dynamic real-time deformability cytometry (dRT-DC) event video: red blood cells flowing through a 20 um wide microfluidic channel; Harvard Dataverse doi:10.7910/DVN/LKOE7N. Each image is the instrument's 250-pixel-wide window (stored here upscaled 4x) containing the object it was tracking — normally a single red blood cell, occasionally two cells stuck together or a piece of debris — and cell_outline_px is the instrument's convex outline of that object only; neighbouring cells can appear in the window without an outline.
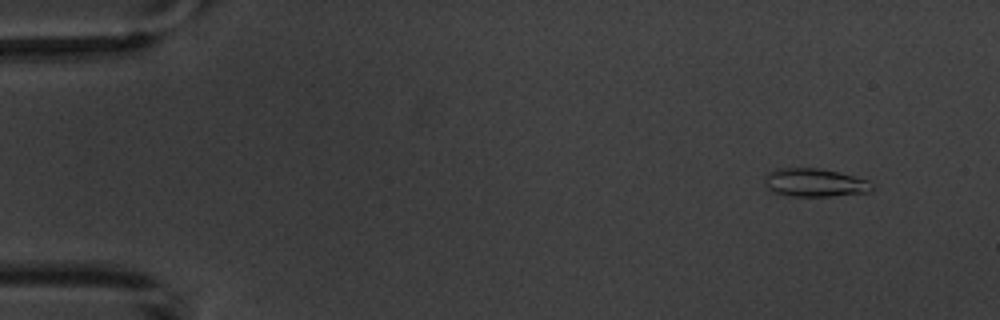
{"species": "common noctule bat (a hibernating species)", "species_latin": "Nyctalus noctula", "temperature_condition": "warm", "stored_images_in_passage": 5, "camera_frame_rate_fps": 3000, "um_per_image_px": 0.085, "animal": {"sex": "male", "body_mass_g": 20.1, "forearm_length_mm": 53.5}, "frame": {"image": 1, "passage_image": 2, "time_ms": 1.0, "image_size_px": [1000, 320], "cell_outline_px": [[872, 188], [868, 192], [828, 196], [788, 196], [772, 192], [764, 184], [764, 176], [768, 172], [776, 168], [820, 168], [840, 172], [868, 180]], "centroid_in_image_um": [69.18, 15.51], "position_along_channel_um": 15.8, "area_um2": 17.74}}
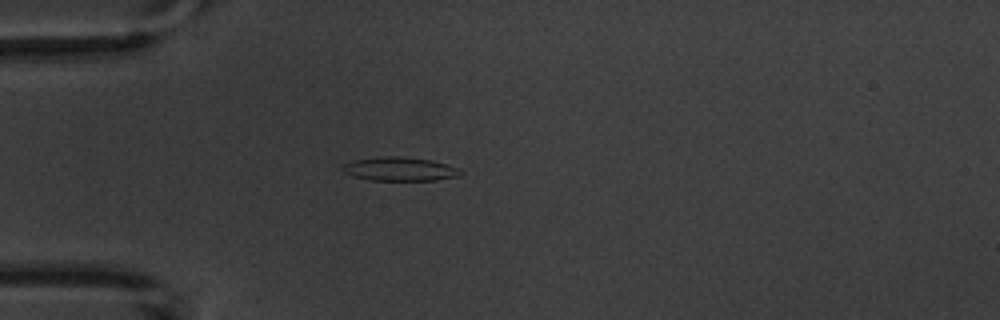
{"frame": {"image": 2, "passage_image": 5, "time_ms": 4.667, "image_size_px": [1000, 320], "cell_outline_px": [[464, 172], [460, 176], [436, 180], [372, 180], [352, 176], [344, 172], [340, 168], [340, 164], [352, 160], [376, 156], [400, 156], [432, 160], [460, 168]], "centroid_in_image_um": [33.95, 14.35], "position_along_channel_um": 51.0, "area_um2": 16.7}}